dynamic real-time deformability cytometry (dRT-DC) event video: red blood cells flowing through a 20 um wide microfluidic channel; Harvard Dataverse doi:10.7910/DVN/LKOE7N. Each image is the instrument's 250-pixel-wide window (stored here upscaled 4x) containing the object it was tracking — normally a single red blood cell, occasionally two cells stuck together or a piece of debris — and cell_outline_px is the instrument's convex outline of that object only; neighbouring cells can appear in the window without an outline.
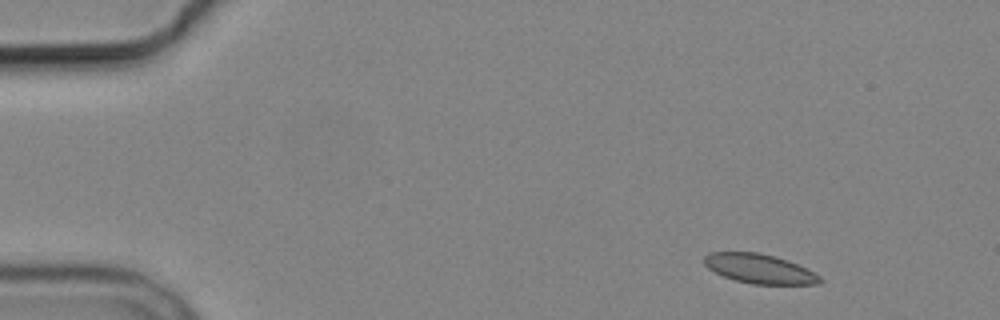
{"species": "common noctule bat (a hibernating species)", "species_latin": "Nyctalus noctula", "temperature_condition": "cold", "stored_images_in_passage": 4, "camera_frame_rate_fps": 3000, "um_per_image_px": 0.085, "animal": {"sex": "male", "body_mass_g": 19.2, "forearm_length_mm": 51.8}, "frame": {"image": 1, "passage_image": 1, "time_ms": 0.0, "image_size_px": [1000, 320], "cell_outline_px": [[824, 280], [820, 284], [752, 284], [736, 280], [724, 276], [708, 268], [704, 264], [704, 256], [712, 252], [760, 252], [788, 260], [820, 276]], "centroid_in_image_um": [64.56, 22.84], "position_along_channel_um": 20.4, "area_um2": 19.65}}
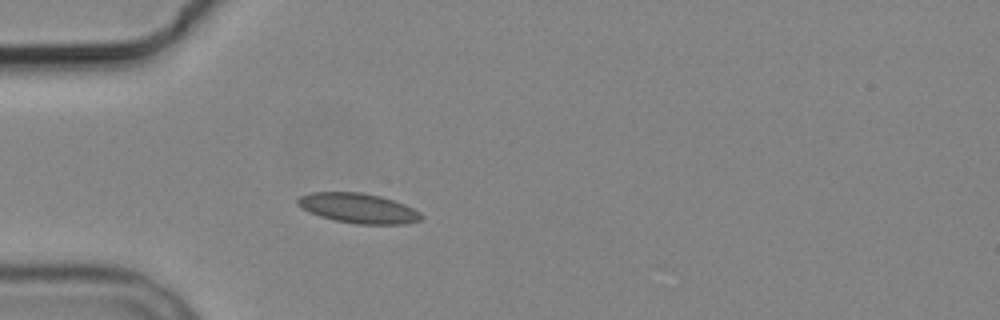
{"frame": {"image": 2, "passage_image": 4, "time_ms": 3.333, "image_size_px": [1000, 320], "cell_outline_px": [[424, 216], [420, 220], [404, 224], [356, 224], [336, 220], [320, 216], [296, 204], [296, 200], [300, 196], [312, 192], [360, 192], [380, 196], [404, 204], [420, 212]], "centroid_in_image_um": [30.47, 17.69], "position_along_channel_um": 54.5, "area_um2": 21.27}}